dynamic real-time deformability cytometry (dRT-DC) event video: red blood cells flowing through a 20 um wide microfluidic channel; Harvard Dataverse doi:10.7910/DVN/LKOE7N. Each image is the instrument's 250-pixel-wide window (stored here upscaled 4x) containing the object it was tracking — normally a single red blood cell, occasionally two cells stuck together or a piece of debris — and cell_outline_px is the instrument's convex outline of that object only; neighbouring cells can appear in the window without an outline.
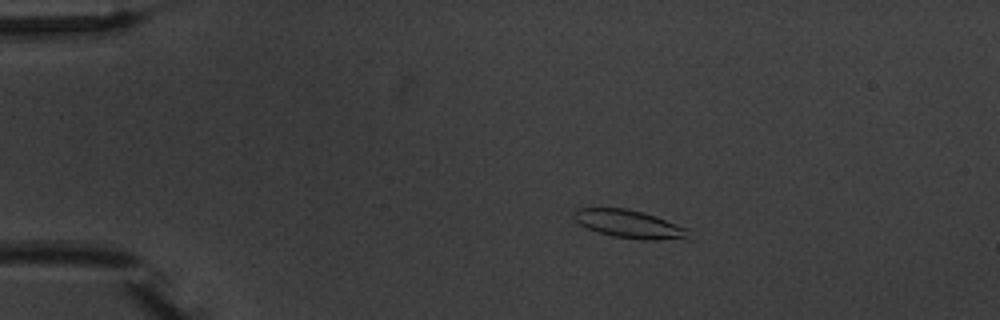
{"species": "common noctule bat (a hibernating species)", "species_latin": "Nyctalus noctula", "temperature_condition": "warm", "stored_images_in_passage": 6, "camera_frame_rate_fps": 3000, "um_per_image_px": 0.085, "animal": {"sex": "male", "body_mass_g": 20.1, "forearm_length_mm": 53.5}, "frame": {"image": 1, "passage_image": 3, "time_ms": 2.333, "image_size_px": [1000, 320], "cell_outline_px": [[692, 240], [644, 240], [612, 236], [588, 228], [580, 224], [572, 216], [572, 212], [576, 208], [624, 208], [644, 212], [656, 216], [688, 228]], "centroid_in_image_um": [53.57, 19.06], "position_along_channel_um": 31.4, "area_um2": 19.07}}